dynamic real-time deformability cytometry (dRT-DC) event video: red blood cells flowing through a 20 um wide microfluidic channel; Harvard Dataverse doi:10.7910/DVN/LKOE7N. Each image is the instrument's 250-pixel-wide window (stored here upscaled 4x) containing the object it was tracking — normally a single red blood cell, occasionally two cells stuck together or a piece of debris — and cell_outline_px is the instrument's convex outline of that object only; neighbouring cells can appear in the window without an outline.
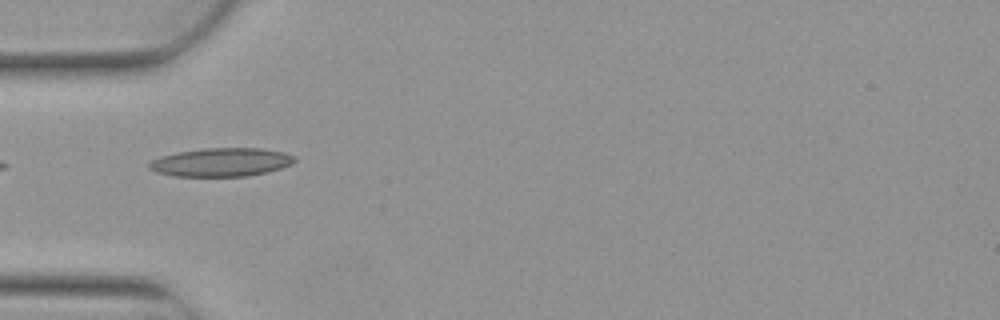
{"species": "Egyptian fruit bat (a non-hibernating species)", "species_latin": "Rousettus aegyptiacus", "temperature_condition": "warm", "stored_images_in_passage": 6, "camera_frame_rate_fps": 3000, "um_per_image_px": 0.085, "animal": {"sex": "female"}, "frame": {"image": 1, "passage_image": 4, "time_ms": 1.0, "image_size_px": [1000, 320], "cell_outline_px": [[296, 160], [292, 164], [280, 168], [264, 172], [244, 176], [172, 176], [156, 172], [148, 168], [148, 164], [152, 160], [160, 156], [176, 152], [204, 148], [260, 148], [284, 152], [292, 156]], "centroid_in_image_um": [18.75, 13.78], "position_along_channel_um": 66.3, "area_um2": 24.04}}
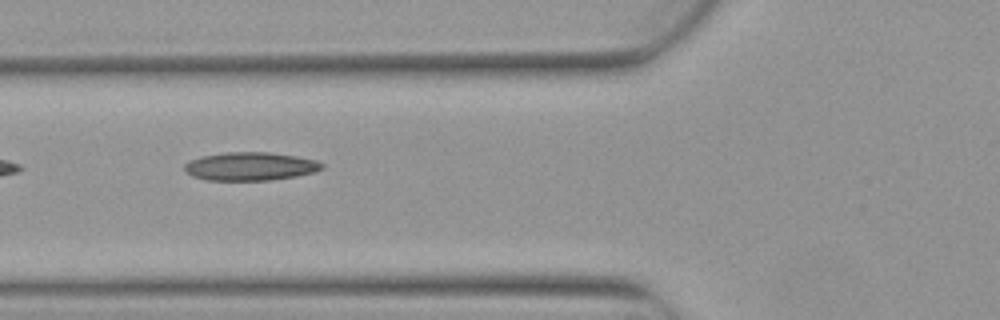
{"frame": {"image": 2, "passage_image": 5, "time_ms": 1.333, "image_size_px": [1000, 320], "cell_outline_px": [[324, 168], [312, 172], [296, 176], [268, 180], [208, 180], [192, 176], [184, 168], [184, 164], [188, 160], [200, 156], [224, 152], [268, 152], [296, 156], [316, 160], [324, 164]], "centroid_in_image_um": [21.25, 14.13], "position_along_channel_um": 104.6, "area_um2": 22.66}}
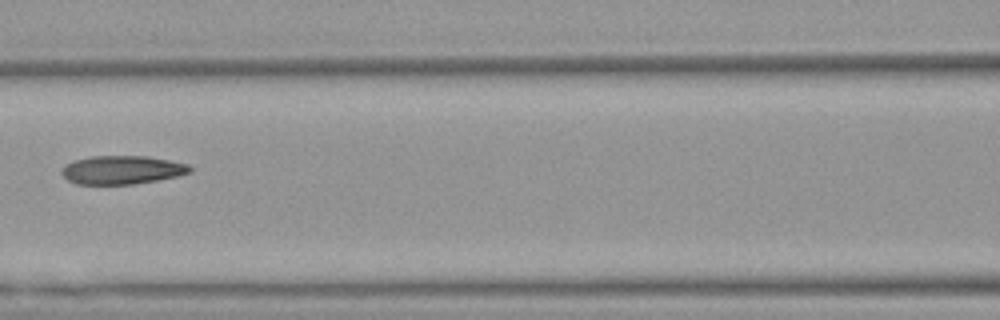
{"frame": {"image": 3, "passage_image": 6, "time_ms": 1.667, "image_size_px": [1000, 320], "cell_outline_px": [[192, 172], [176, 176], [156, 180], [132, 184], [76, 184], [68, 180], [60, 172], [64, 164], [72, 160], [92, 156], [148, 156], [188, 164], [192, 168]], "centroid_in_image_um": [10.33, 14.43], "position_along_channel_um": 156.3, "area_um2": 21.33}}